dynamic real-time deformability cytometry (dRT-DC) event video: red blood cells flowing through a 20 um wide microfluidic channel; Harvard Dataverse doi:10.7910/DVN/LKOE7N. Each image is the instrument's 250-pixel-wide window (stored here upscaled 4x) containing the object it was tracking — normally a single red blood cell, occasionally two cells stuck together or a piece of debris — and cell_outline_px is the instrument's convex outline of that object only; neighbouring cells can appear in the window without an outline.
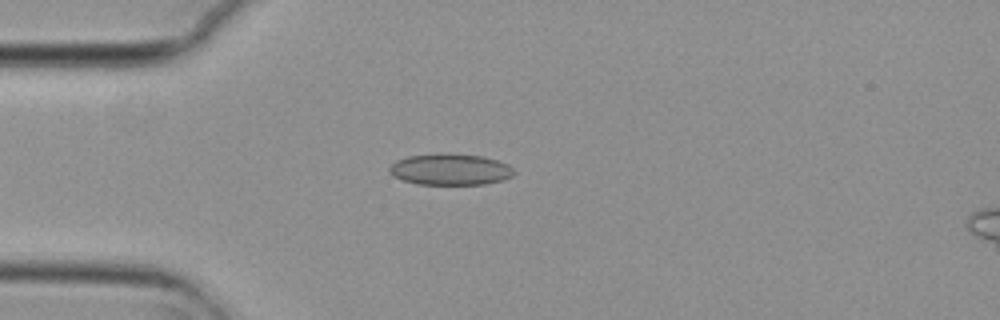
{"species": "common noctule bat (a hibernating species)", "species_latin": "Nyctalus noctula", "temperature_condition": "cold", "stored_images_in_passage": 5, "camera_frame_rate_fps": 3000, "um_per_image_px": 0.085, "animal": {"sex": "female", "body_mass_g": 29.2, "forearm_length_mm": 56.3}, "frame": {"image": 1, "passage_image": 4, "time_ms": 1.0, "image_size_px": [1000, 320], "cell_outline_px": [[516, 172], [512, 176], [504, 180], [484, 184], [416, 184], [392, 176], [388, 172], [388, 168], [396, 160], [408, 156], [484, 156], [508, 164]], "centroid_in_image_um": [38.29, 14.45], "position_along_channel_um": 46.7, "area_um2": 21.96}}